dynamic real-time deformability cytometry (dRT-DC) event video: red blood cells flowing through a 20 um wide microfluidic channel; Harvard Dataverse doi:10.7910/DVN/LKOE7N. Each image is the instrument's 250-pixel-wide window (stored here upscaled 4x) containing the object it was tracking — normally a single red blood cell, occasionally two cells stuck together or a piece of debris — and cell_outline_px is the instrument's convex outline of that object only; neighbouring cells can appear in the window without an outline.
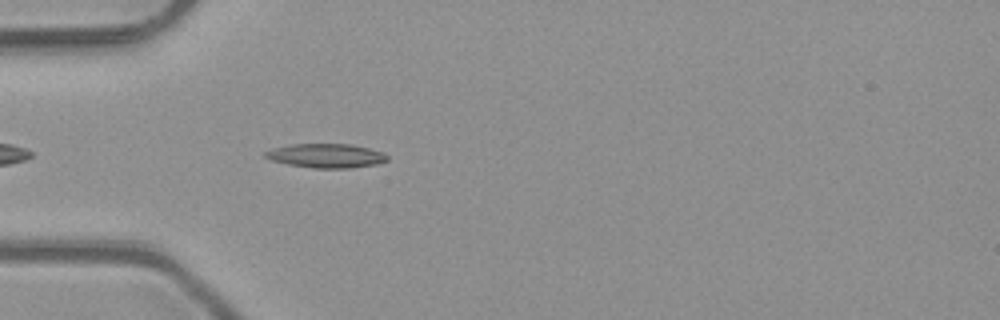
{"species": "common noctule bat (a hibernating species)", "species_latin": "Nyctalus noctula", "temperature_condition": "room temperature", "stored_images_in_passage": 33, "camera_frame_rate_fps": 3000, "um_per_image_px": 0.085, "animal": {"sex": "male", "body_mass_g": 23.1, "forearm_length_mm": 52.7}, "frame": {"image": 1, "passage_image": 3, "time_ms": 0.667, "image_size_px": [1000, 320], "cell_outline_px": [[388, 160], [376, 164], [352, 168], [312, 168], [288, 164], [272, 160], [264, 156], [264, 152], [272, 148], [292, 144], [352, 144], [384, 152], [388, 156]], "centroid_in_image_um": [27.74, 13.23], "position_along_channel_um": 57.3, "area_um2": 17.17}}
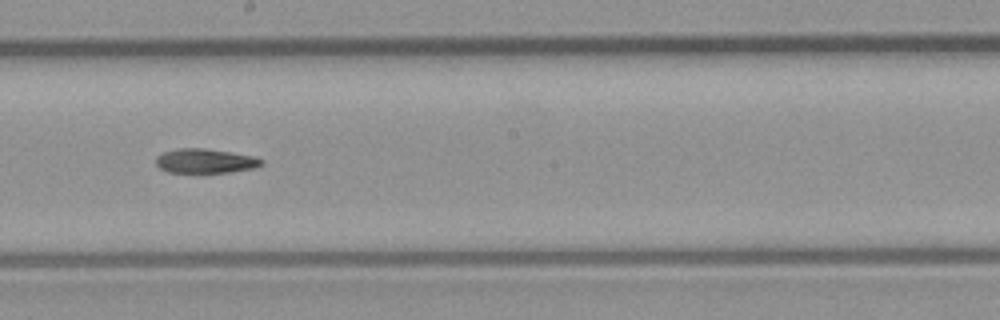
{"frame": {"image": 2, "passage_image": 16, "time_ms": 5.0, "image_size_px": [1000, 320], "cell_outline_px": [[264, 164], [252, 168], [228, 172], [168, 172], [160, 168], [156, 164], [156, 156], [164, 152], [180, 148], [204, 148], [252, 156], [264, 160]], "centroid_in_image_um": [17.42, 13.68], "position_along_channel_um": 230.8, "area_um2": 14.74}}
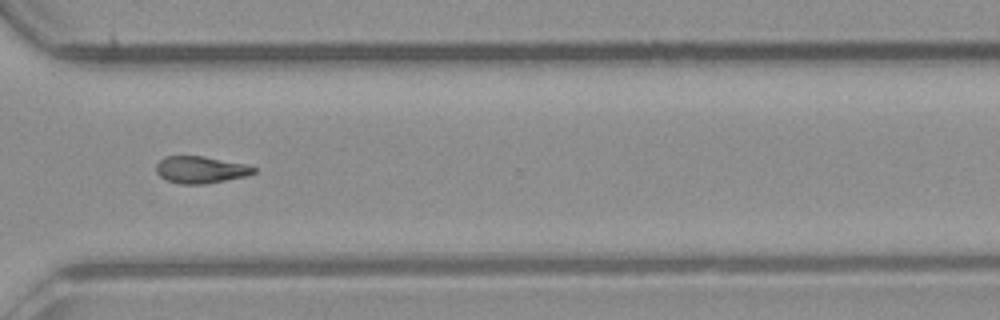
{"frame": {"image": 3, "passage_image": 25, "time_ms": 8.0, "image_size_px": [1000, 320], "cell_outline_px": [[256, 172], [248, 176], [204, 184], [180, 184], [168, 180], [160, 176], [156, 172], [156, 164], [164, 156], [204, 156], [244, 164], [256, 168]], "centroid_in_image_um": [17.05, 14.42], "position_along_channel_um": 353.6, "area_um2": 15.32}}